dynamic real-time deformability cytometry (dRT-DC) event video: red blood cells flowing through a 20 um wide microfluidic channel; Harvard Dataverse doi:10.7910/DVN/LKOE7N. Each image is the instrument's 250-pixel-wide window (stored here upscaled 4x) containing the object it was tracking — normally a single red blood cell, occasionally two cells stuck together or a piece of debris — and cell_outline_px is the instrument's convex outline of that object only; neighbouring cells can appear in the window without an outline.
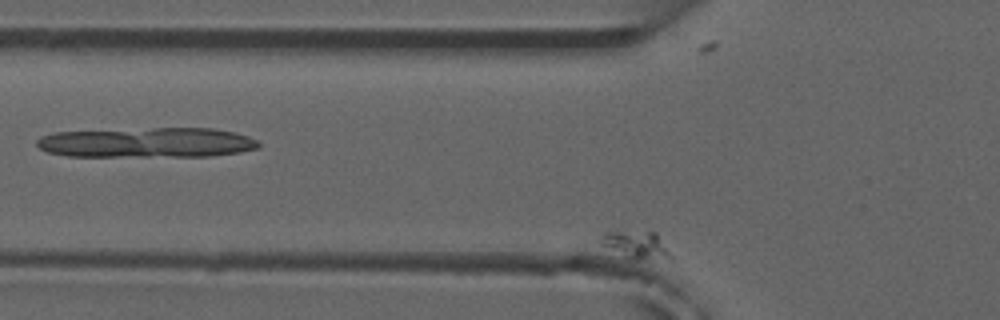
{"species": "common noctule bat (a hibernating species)", "species_latin": "Nyctalus noctula", "temperature_condition": "room temperature", "stored_images_in_passage": 4, "camera_frame_rate_fps": 3000, "um_per_image_px": 0.085, "animal": {"sex": "male", "forearm_length_mm": 52.5}, "frame": {"image": 1, "passage_image": 4, "time_ms": 3.333, "image_size_px": [1000, 320], "cell_outline_px": [[672, 256], [644, 260], [632, 260], [600, 244], [600, 236], [604, 232], [656, 232]], "centroid_in_image_um": [54.03, 20.82], "position_along_channel_um": 71.8, "area_um2": 10.87}}